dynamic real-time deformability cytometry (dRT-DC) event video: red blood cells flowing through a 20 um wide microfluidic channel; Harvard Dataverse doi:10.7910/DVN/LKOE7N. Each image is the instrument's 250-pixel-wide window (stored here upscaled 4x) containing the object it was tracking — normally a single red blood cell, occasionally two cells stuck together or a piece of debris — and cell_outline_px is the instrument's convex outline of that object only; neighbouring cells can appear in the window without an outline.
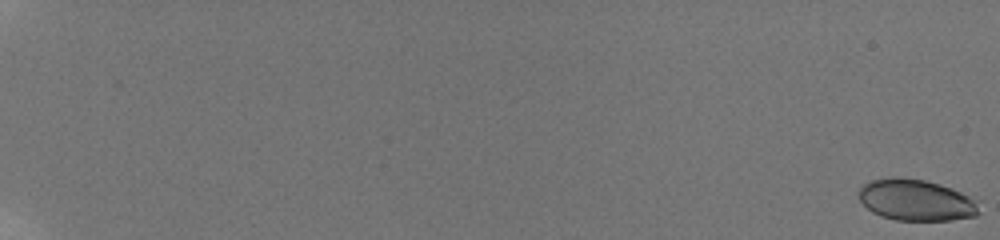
{"species": "human", "species_latin": "Homo sapiens", "temperature_condition": "room temperature", "stored_images_in_passage": 60, "camera_frame_rate_fps": 3000, "um_per_image_px": 0.085, "donor": {"sex": "male"}, "frame": {"image": 1, "passage_image": 1, "time_ms": 0.0, "image_size_px": [1000, 240], "cell_outline_px": [[976, 216], [948, 220], [896, 220], [880, 216], [872, 212], [860, 200], [860, 188], [864, 184], [872, 180], [892, 176], [896, 176], [924, 180], [940, 184], [952, 188], [968, 196], [976, 204]], "centroid_in_image_um": [77.8, 17.0], "position_along_channel_um": 7.2, "area_um2": 28.55}}
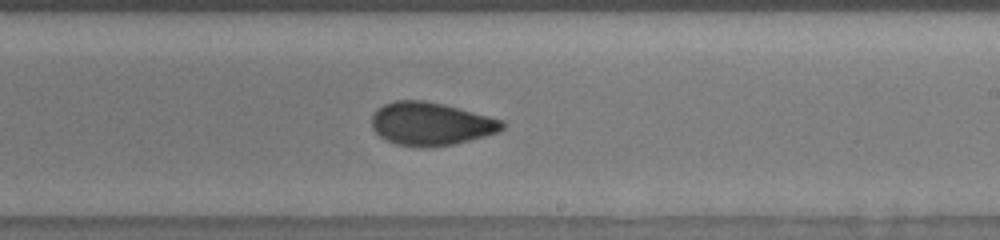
{"frame": {"image": 2, "passage_image": 41, "time_ms": 13.333, "image_size_px": [1000, 240], "cell_outline_px": [[504, 128], [496, 132], [484, 136], [452, 144], [428, 148], [420, 148], [396, 144], [380, 136], [372, 128], [372, 116], [376, 108], [384, 104], [396, 100], [424, 100], [444, 104], [504, 120]], "centroid_in_image_um": [36.6, 10.52], "position_along_channel_um": 252.4, "area_um2": 32.77}}
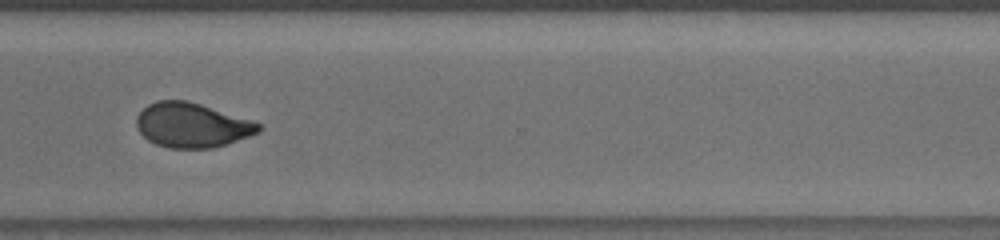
{"frame": {"image": 3, "passage_image": 49, "time_ms": 16.0, "image_size_px": [1000, 240], "cell_outline_px": [[264, 128], [260, 132], [212, 148], [168, 148], [156, 144], [148, 140], [140, 132], [136, 124], [136, 116], [148, 104], [156, 100], [184, 100], [200, 104], [252, 120], [260, 124]], "centroid_in_image_um": [16.3, 10.63], "position_along_channel_um": 354.3, "area_um2": 31.56}, "authors_computed_cell_mechanics": {"area_um2": 31.501, "velocity_mm_per_s": 3.8197, "shape_relaxation_time_tau1_ms": 8.627, "shape_relaxation_time_tau2_ms": 1.1335, "deformation_change_tau1": 0.1742, "deformation_change_tau2": 0.0443}}